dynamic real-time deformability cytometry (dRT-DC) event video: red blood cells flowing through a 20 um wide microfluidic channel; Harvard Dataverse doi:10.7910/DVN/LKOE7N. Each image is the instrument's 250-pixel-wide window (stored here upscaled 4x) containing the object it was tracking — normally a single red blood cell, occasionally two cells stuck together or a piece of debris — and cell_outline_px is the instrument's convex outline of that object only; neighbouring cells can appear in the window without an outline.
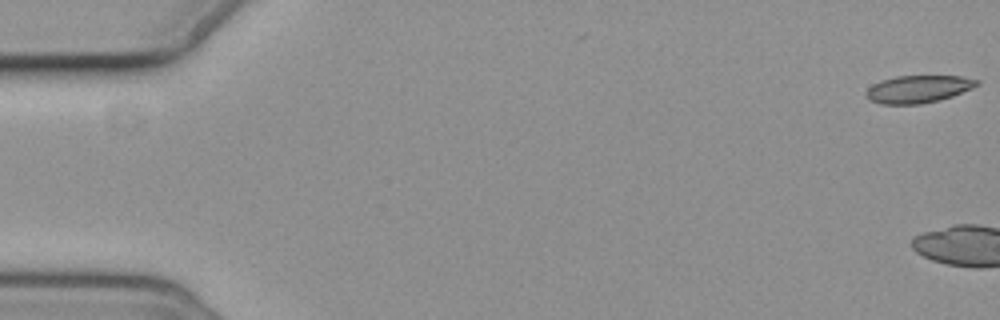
{"species": "common noctule bat (a hibernating species)", "species_latin": "Nyctalus noctula", "temperature_condition": "cold", "stored_images_in_passage": 6, "camera_frame_rate_fps": 3000, "um_per_image_px": 0.085, "animal": {"sex": "female", "body_mass_g": 19.3, "forearm_length_mm": 54.1}, "frame": {"image": 1, "passage_image": 1, "time_ms": 0.0, "image_size_px": [1000, 320], "cell_outline_px": [[980, 84], [972, 88], [952, 96], [940, 100], [920, 104], [880, 104], [868, 100], [868, 88], [872, 84], [880, 80], [896, 76], [960, 76], [980, 80]], "centroid_in_image_um": [78.06, 7.57], "position_along_channel_um": 6.9, "area_um2": 17.74}}